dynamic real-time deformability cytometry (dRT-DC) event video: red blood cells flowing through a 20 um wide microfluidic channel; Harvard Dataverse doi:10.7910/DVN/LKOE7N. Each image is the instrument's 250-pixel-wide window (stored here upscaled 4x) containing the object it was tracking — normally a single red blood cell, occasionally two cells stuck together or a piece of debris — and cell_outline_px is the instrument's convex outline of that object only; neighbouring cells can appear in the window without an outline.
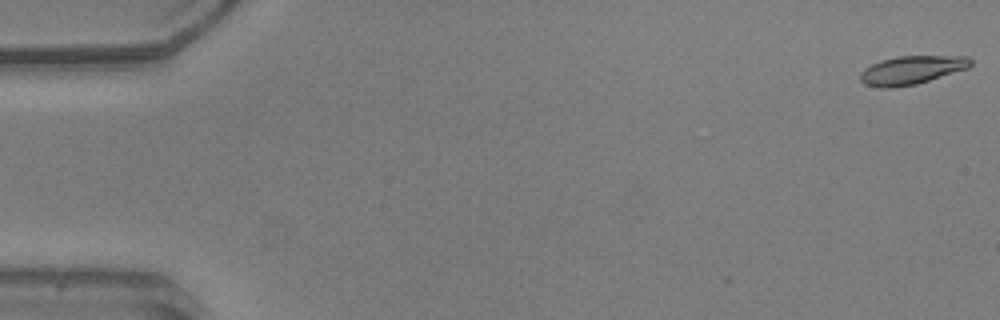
{"species": "common noctule bat (a hibernating species)", "species_latin": "Nyctalus noctula", "temperature_condition": "warm", "stored_images_in_passage": 52, "camera_frame_rate_fps": 3000, "um_per_image_px": 0.085, "animal": {"sex": "male", "body_mass_g": 20.5, "forearm_length_mm": 52.5}, "frame": {"image": 1, "passage_image": 1, "time_ms": 0.0, "image_size_px": [1000, 320], "cell_outline_px": [[972, 64], [968, 68], [916, 84], [892, 88], [880, 88], [864, 84], [860, 80], [860, 72], [864, 68], [872, 64], [896, 56], [968, 56], [972, 60]], "centroid_in_image_um": [77.47, 5.96], "position_along_channel_um": 7.5, "area_um2": 18.26}}
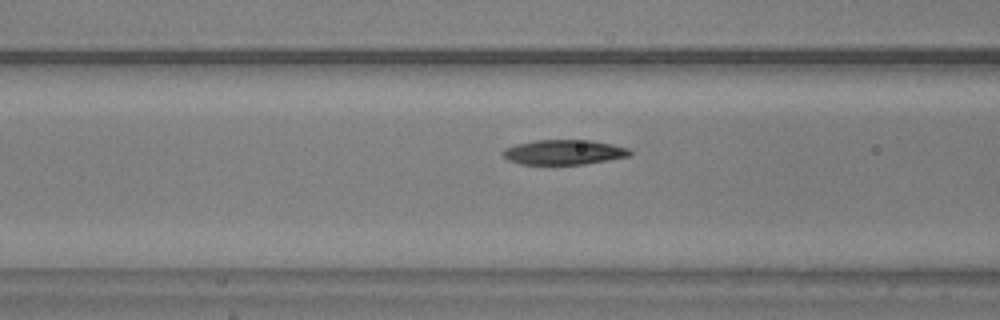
{"frame": {"image": 2, "passage_image": 21, "time_ms": 6.667, "image_size_px": [1000, 320], "cell_outline_px": [[632, 156], [584, 164], [520, 164], [508, 160], [500, 152], [504, 148], [516, 144], [536, 140], [588, 140], [612, 144], [628, 148], [632, 152]], "centroid_in_image_um": [47.92, 12.93], "position_along_channel_um": 118.7, "area_um2": 18.44}}
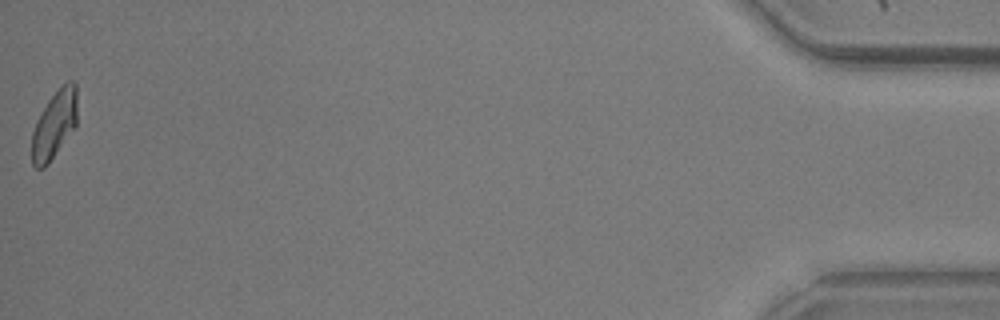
{"frame": {"image": 3, "passage_image": 52, "time_ms": 17.0, "image_size_px": [1000, 320], "cell_outline_px": [[76, 124], [48, 164], [44, 168], [36, 168], [32, 164], [32, 132], [36, 120], [40, 112], [48, 100], [68, 80], [72, 80], [76, 84]], "centroid_in_image_um": [4.59, 10.59], "position_along_channel_um": 430.6, "area_um2": 17.63}, "authors_computed_cell_mechanics": {"area_um2": 18.6405, "velocity_mm_per_s": 3.9541, "shape_relaxation_time_tau1_ms": 3.8336, "shape_relaxation_time_tau2_ms": 3.3467, "deformation_change_tau1": 0.1619, "deformation_change_tau2": 0.0951}}